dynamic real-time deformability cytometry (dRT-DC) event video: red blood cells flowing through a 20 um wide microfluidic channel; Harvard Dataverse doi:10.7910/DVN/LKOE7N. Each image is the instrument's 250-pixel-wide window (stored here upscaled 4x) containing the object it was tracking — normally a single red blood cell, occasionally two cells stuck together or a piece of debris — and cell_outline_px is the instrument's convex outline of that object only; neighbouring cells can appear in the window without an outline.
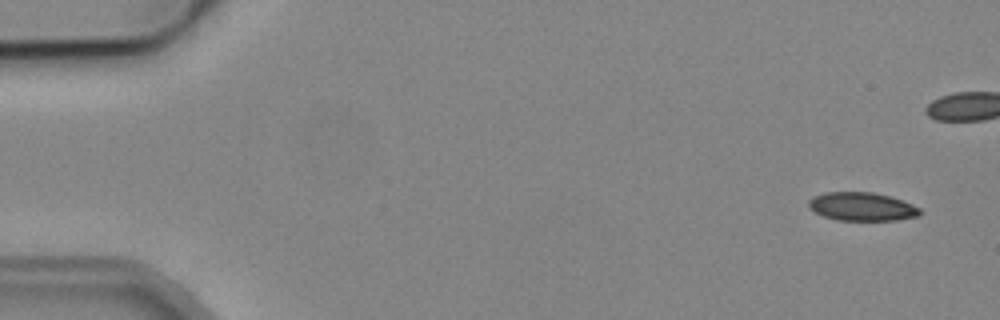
{"species": "common noctule bat (a hibernating species)", "species_latin": "Nyctalus noctula", "temperature_condition": "cold", "stored_images_in_passage": 7, "camera_frame_rate_fps": 3000, "um_per_image_px": 0.085, "animal": {"sex": "male", "body_mass_g": 19.2, "forearm_length_mm": 51.8}, "frame": {"image": 1, "passage_image": 1, "time_ms": 0.0, "image_size_px": [1000, 320], "cell_outline_px": [[920, 216], [896, 220], [836, 220], [824, 216], [808, 208], [808, 200], [812, 196], [824, 192], [872, 192], [888, 196], [912, 204], [920, 208]], "centroid_in_image_um": [73.23, 17.56], "position_along_channel_um": 11.8, "area_um2": 18.44}}